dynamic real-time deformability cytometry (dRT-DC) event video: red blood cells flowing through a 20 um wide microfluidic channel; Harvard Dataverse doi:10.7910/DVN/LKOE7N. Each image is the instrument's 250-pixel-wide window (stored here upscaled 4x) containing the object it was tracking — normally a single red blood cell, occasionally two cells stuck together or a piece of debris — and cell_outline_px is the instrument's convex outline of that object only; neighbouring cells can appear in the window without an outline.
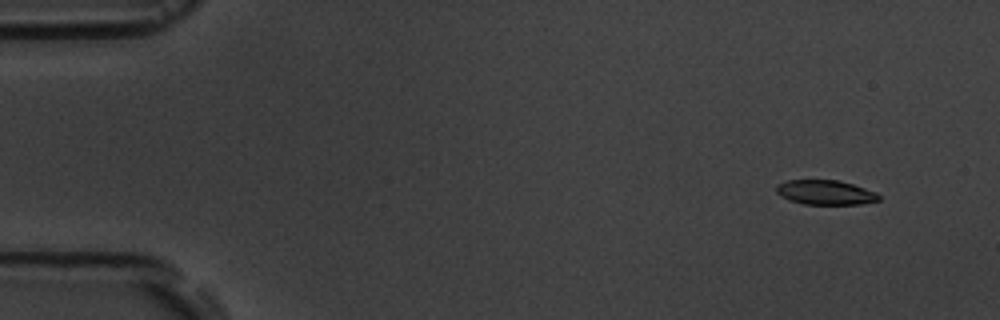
{"species": "common noctule bat (a hibernating species)", "species_latin": "Nyctalus noctula", "temperature_condition": "room temperature", "stored_images_in_passage": 5, "camera_frame_rate_fps": 3000, "um_per_image_px": 0.085, "animal": {"sex": "male", "body_mass_g": 19.5, "forearm_length_mm": 54.6}, "frame": {"image": 1, "passage_image": 2, "time_ms": 1.0, "image_size_px": [1000, 320], "cell_outline_px": [[880, 200], [860, 204], [804, 204], [788, 200], [780, 196], [776, 192], [776, 184], [788, 180], [836, 180], [852, 184], [876, 192], [880, 196]], "centroid_in_image_um": [70.12, 16.36], "position_along_channel_um": 14.9, "area_um2": 14.68}}
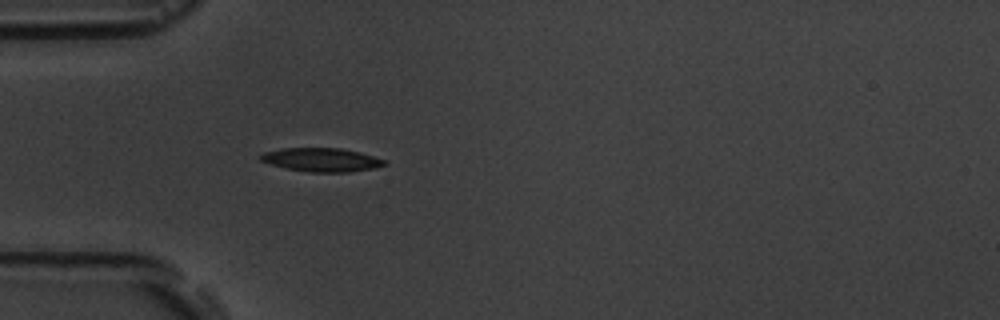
{"frame": {"image": 2, "passage_image": 5, "time_ms": 5.0, "image_size_px": [1000, 320], "cell_outline_px": [[388, 164], [372, 168], [348, 172], [308, 172], [284, 168], [260, 160], [260, 156], [264, 152], [280, 148], [340, 148], [360, 152], [384, 160]], "centroid_in_image_um": [27.3, 13.58], "position_along_channel_um": 57.7, "area_um2": 16.94}}